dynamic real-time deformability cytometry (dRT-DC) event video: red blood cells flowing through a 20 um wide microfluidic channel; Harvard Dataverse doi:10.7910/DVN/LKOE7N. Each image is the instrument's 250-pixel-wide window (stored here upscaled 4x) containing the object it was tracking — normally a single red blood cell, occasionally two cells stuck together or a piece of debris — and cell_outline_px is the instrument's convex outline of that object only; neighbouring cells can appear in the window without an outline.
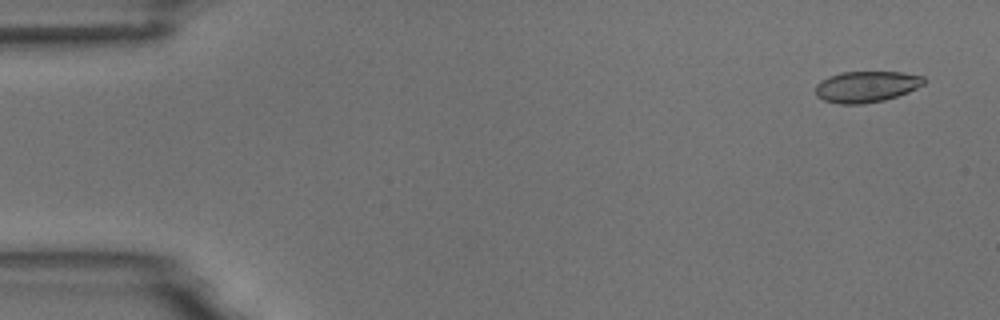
{"species": "common noctule bat (a hibernating species)", "species_latin": "Nyctalus noctula", "temperature_condition": "room temperature", "stored_images_in_passage": 5, "camera_frame_rate_fps": 3000, "um_per_image_px": 0.085, "animal": {"sex": "male", "body_mass_g": 18.8}, "frame": {"image": 1, "passage_image": 1, "time_ms": 0.0, "image_size_px": [1000, 320], "cell_outline_px": [[928, 80], [924, 84], [908, 92], [884, 100], [864, 104], [840, 104], [824, 100], [816, 96], [816, 84], [820, 80], [828, 76], [840, 72], [900, 72], [924, 76]], "centroid_in_image_um": [73.64, 7.36], "position_along_channel_um": 11.4, "area_um2": 19.83}}
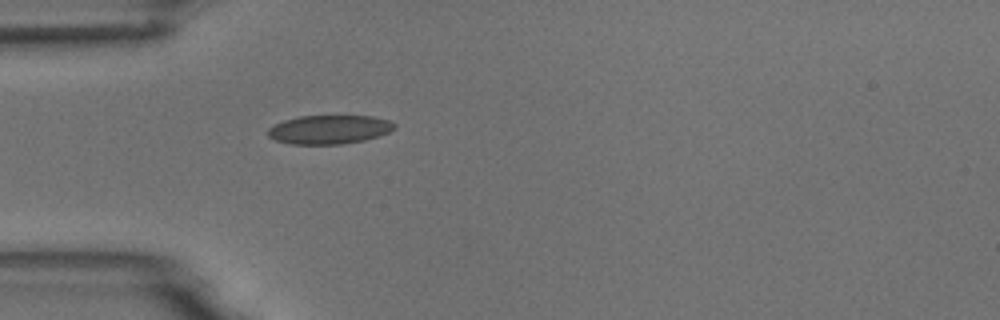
{"frame": {"image": 2, "passage_image": 5, "time_ms": 4.333, "image_size_px": [1000, 320], "cell_outline_px": [[396, 128], [380, 136], [364, 140], [340, 144], [292, 144], [276, 140], [268, 136], [268, 128], [284, 120], [300, 116], [372, 116], [388, 120], [396, 124]], "centroid_in_image_um": [28.01, 11.01], "position_along_channel_um": 57.0, "area_um2": 21.15}}